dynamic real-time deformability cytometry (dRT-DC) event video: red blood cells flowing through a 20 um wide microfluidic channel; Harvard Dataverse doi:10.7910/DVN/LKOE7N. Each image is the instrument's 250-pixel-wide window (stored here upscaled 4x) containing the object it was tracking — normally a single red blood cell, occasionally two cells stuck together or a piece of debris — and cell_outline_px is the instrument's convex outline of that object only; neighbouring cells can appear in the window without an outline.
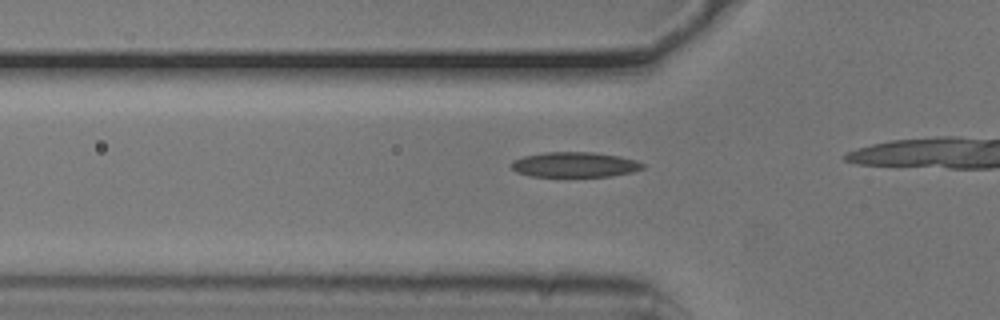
{"species": "common noctule bat (a hibernating species)", "species_latin": "Nyctalus noctula", "temperature_condition": "cold", "stored_images_in_passage": 18, "camera_frame_rate_fps": 3000, "um_per_image_px": 0.085, "animal": {"sex": "male", "body_mass_g": 20.5, "forearm_length_mm": 52.5}, "frame": {"image": 1, "passage_image": 13, "time_ms": 4.0, "image_size_px": [1000, 320], "cell_outline_px": [[644, 168], [632, 172], [612, 176], [532, 176], [516, 172], [512, 168], [512, 160], [524, 156], [544, 152], [592, 152], [620, 156], [636, 160], [644, 164]], "centroid_in_image_um": [48.86, 13.99], "position_along_channel_um": 76.9, "area_um2": 19.19}}
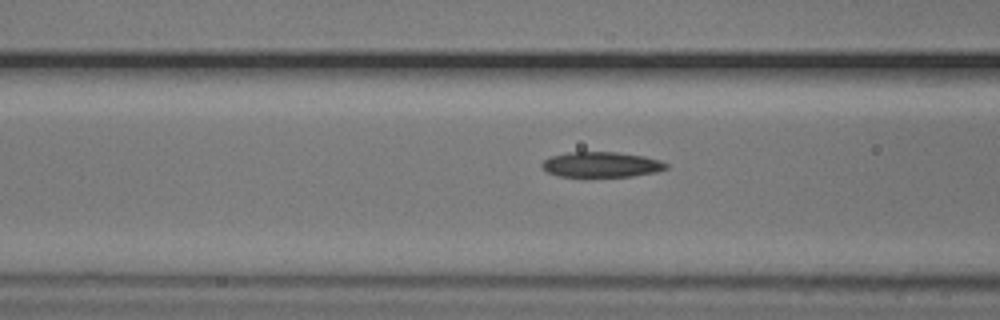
{"frame": {"image": 2, "passage_image": 16, "time_ms": 5.0, "image_size_px": [1000, 320], "cell_outline_px": [[668, 168], [656, 172], [632, 176], [560, 176], [548, 172], [540, 164], [544, 160], [552, 156], [568, 152], [616, 152], [644, 156], [660, 160], [668, 164]], "centroid_in_image_um": [51.15, 13.98], "position_along_channel_um": 115.5, "area_um2": 18.15}}